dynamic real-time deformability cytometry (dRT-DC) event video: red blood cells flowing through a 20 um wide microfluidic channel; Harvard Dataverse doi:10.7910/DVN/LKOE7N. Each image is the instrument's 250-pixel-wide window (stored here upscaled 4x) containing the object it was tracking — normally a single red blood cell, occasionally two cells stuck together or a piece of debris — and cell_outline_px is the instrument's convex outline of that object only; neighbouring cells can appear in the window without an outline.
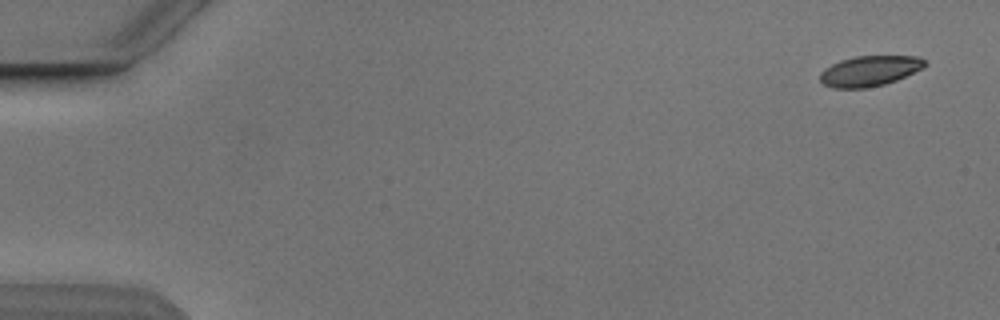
{"species": "Egyptian fruit bat (a non-hibernating species)", "species_latin": "Rousettus aegyptiacus", "temperature_condition": "cold", "stored_images_in_passage": 5, "camera_frame_rate_fps": 3000, "um_per_image_px": 0.085, "animal": {"sex": "male"}, "frame": {"image": 1, "passage_image": 1, "time_ms": 0.0, "image_size_px": [1000, 320], "cell_outline_px": [[928, 64], [896, 80], [884, 84], [864, 88], [832, 88], [824, 84], [820, 80], [820, 72], [824, 68], [840, 60], [856, 56], [920, 56]], "centroid_in_image_um": [73.88, 6.02], "position_along_channel_um": 11.1, "area_um2": 18.38}}
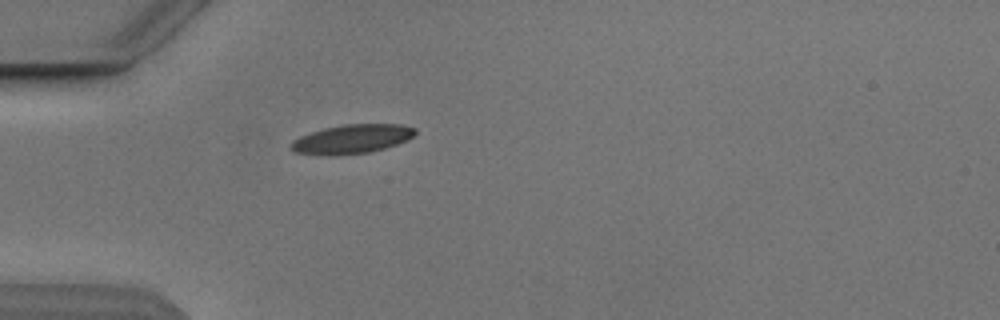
{"frame": {"image": 2, "passage_image": 5, "time_ms": 4.667, "image_size_px": [1000, 320], "cell_outline_px": [[416, 132], [408, 140], [384, 148], [368, 152], [336, 156], [328, 156], [292, 152], [288, 148], [292, 140], [300, 136], [324, 128], [344, 124], [400, 124], [416, 128]], "centroid_in_image_um": [29.86, 11.83], "position_along_channel_um": 55.1, "area_um2": 21.21}}